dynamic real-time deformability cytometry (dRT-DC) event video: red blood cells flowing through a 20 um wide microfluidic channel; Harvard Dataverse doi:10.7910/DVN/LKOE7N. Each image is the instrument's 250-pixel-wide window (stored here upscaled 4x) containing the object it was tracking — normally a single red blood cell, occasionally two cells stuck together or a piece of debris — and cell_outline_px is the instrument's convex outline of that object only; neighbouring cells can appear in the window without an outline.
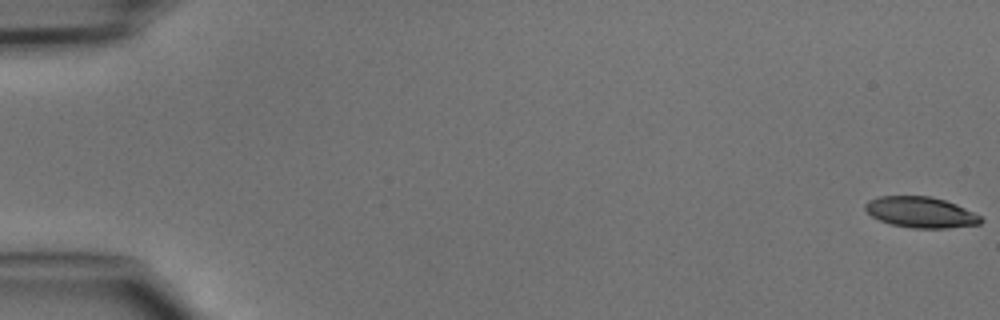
{"species": "common noctule bat (a hibernating species)", "species_latin": "Nyctalus noctula", "temperature_condition": "cold", "stored_images_in_passage": 49, "camera_frame_rate_fps": 3000, "um_per_image_px": 0.085, "animal": {"sex": "male", "body_mass_g": 15.6}, "frame": {"image": 1, "passage_image": 1, "time_ms": 0.0, "image_size_px": [1000, 320], "cell_outline_px": [[984, 220], [980, 224], [948, 228], [912, 228], [892, 224], [880, 220], [872, 216], [864, 208], [864, 204], [868, 200], [880, 196], [932, 196], [956, 204], [980, 216]], "centroid_in_image_um": [78.26, 18.04], "position_along_channel_um": 6.7, "area_um2": 20.69}}
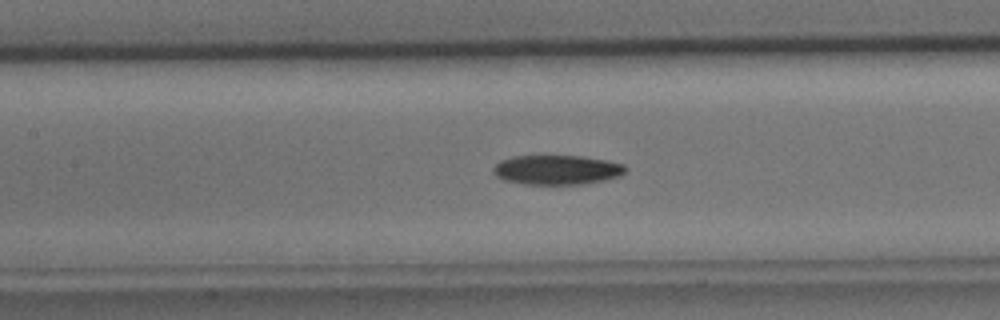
{"frame": {"image": 2, "passage_image": 23, "time_ms": 7.333, "image_size_px": [1000, 320], "cell_outline_px": [[628, 168], [620, 176], [604, 180], [584, 184], [524, 184], [504, 180], [496, 176], [492, 172], [492, 168], [500, 160], [512, 156], [580, 156], [604, 160], [624, 164]], "centroid_in_image_um": [47.31, 14.44], "position_along_channel_um": 160.1, "area_um2": 22.77}}
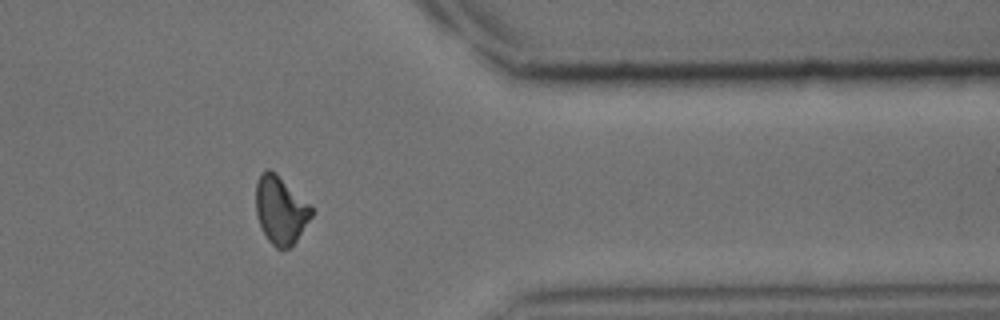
{"frame": {"image": 3, "passage_image": 40, "time_ms": 13.0, "image_size_px": [1000, 320], "cell_outline_px": [[312, 216], [296, 240], [288, 248], [276, 248], [268, 240], [256, 216], [256, 180], [260, 172], [268, 168], [276, 172], [312, 204]], "centroid_in_image_um": [23.85, 17.79], "position_along_channel_um": 387.6, "area_um2": 22.2}}